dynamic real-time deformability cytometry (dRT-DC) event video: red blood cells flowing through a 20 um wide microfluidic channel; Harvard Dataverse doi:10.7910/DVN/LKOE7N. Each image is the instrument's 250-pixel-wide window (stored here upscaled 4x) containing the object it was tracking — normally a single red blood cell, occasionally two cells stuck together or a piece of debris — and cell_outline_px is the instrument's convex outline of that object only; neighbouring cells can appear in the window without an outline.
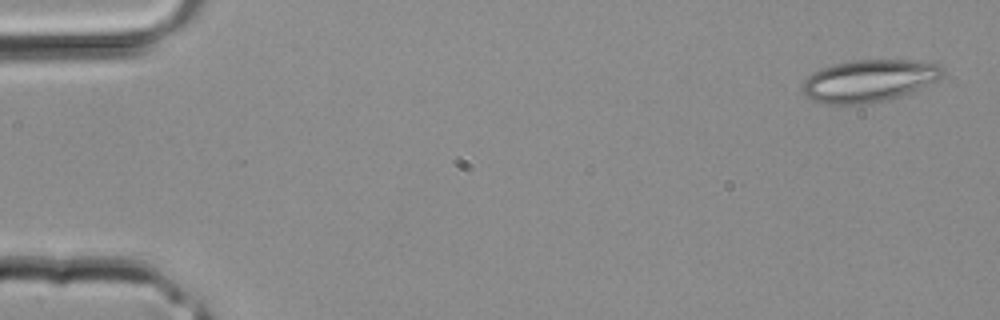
{"species": "common noctule bat (a hibernating species)", "species_latin": "Nyctalus noctula", "temperature_condition": "room temperature", "stored_images_in_passage": 3, "camera_frame_rate_fps": 3000, "um_per_image_px": 0.085, "animal": {"sex": "male", "body_mass_g": 20.4}, "frame": {"image": 1, "passage_image": 1, "time_ms": 0.0, "image_size_px": [1000, 320], "cell_outline_px": [[944, 76], [920, 88], [900, 96], [872, 104], [828, 104], [812, 100], [804, 96], [804, 80], [808, 76], [820, 68], [832, 64], [852, 60], [912, 60], [940, 64], [944, 68]], "centroid_in_image_um": [73.88, 6.86], "position_along_channel_um": 11.1, "area_um2": 34.62}}